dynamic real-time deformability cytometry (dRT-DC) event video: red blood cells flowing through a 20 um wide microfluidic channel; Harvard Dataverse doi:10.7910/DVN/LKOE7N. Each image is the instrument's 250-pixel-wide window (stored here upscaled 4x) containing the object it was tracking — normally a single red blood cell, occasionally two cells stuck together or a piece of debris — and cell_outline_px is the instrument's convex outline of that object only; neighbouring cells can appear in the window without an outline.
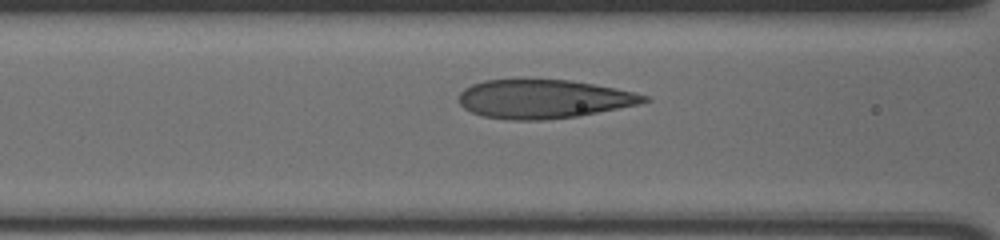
{"species": "human", "species_latin": "Homo sapiens", "temperature_condition": "cold", "stored_images_in_passage": 20, "camera_frame_rate_fps": 3000, "um_per_image_px": 0.085, "donor": {"sex": "male"}, "frame": {"image": 1, "passage_image": 11, "time_ms": 3.333, "image_size_px": [1000, 240], "cell_outline_px": [[652, 100], [636, 104], [580, 116], [544, 120], [512, 120], [484, 116], [472, 112], [464, 108], [460, 104], [460, 92], [464, 88], [472, 84], [484, 80], [568, 80], [616, 88], [648, 96]], "centroid_in_image_um": [46.19, 8.42], "position_along_channel_um": 120.4, "area_um2": 41.44}}
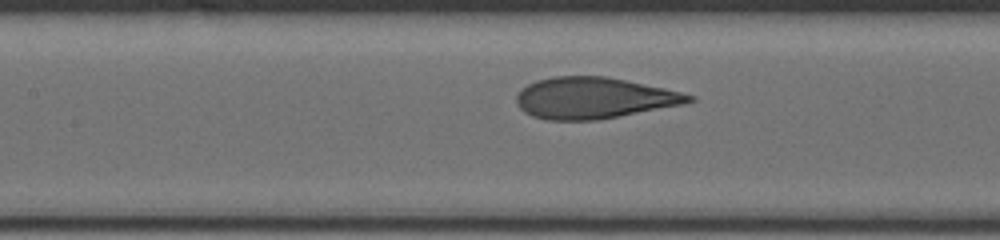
{"frame": {"image": 2, "passage_image": 14, "time_ms": 4.333, "image_size_px": [1000, 240], "cell_outline_px": [[696, 100], [684, 104], [620, 116], [596, 120], [544, 120], [532, 116], [524, 112], [516, 104], [516, 96], [520, 88], [536, 80], [552, 76], [604, 76], [664, 88], [696, 96]], "centroid_in_image_um": [50.44, 8.33], "position_along_channel_um": 157.0, "area_um2": 41.56}}
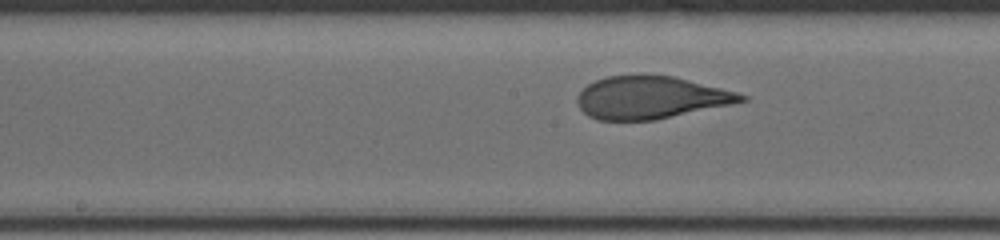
{"frame": {"image": 3, "passage_image": 17, "time_ms": 5.333, "image_size_px": [1000, 240], "cell_outline_px": [[748, 100], [732, 104], [656, 120], [596, 120], [588, 116], [580, 108], [576, 100], [580, 92], [588, 84], [596, 80], [608, 76], [640, 72], [644, 72], [672, 76], [736, 92], [748, 96]], "centroid_in_image_um": [55.28, 8.27], "position_along_channel_um": 192.9, "area_um2": 41.1}}